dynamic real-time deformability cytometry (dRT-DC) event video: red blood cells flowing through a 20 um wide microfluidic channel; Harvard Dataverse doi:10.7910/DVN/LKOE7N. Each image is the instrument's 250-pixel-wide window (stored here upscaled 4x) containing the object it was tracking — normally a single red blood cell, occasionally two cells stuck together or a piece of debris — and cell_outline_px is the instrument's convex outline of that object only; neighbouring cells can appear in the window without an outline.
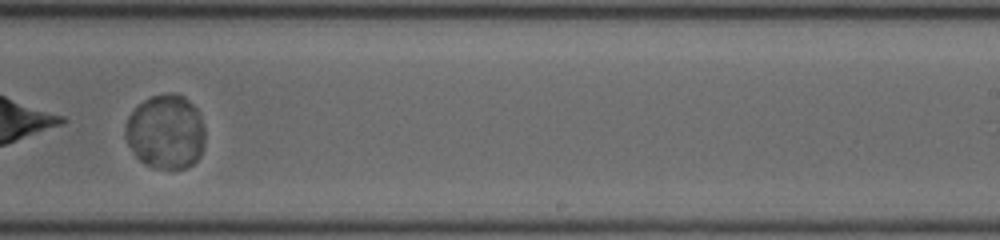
{"species": "human", "species_latin": "Homo sapiens", "temperature_condition": "cold", "stored_images_in_passage": 38, "camera_frame_rate_fps": 3000, "um_per_image_px": 0.085, "donor": {"sex": "female"}, "frame": {"image": 1, "passage_image": 21, "time_ms": 6.667, "image_size_px": [1000, 240], "cell_outline_px": [[204, 144], [200, 156], [192, 164], [184, 168], [156, 168], [144, 164], [132, 152], [124, 136], [124, 128], [128, 116], [144, 100], [152, 96], [164, 92], [176, 92], [184, 96], [196, 108], [200, 116], [204, 128]], "centroid_in_image_um": [14.07, 11.19], "position_along_channel_um": 274.9, "area_um2": 34.74}}
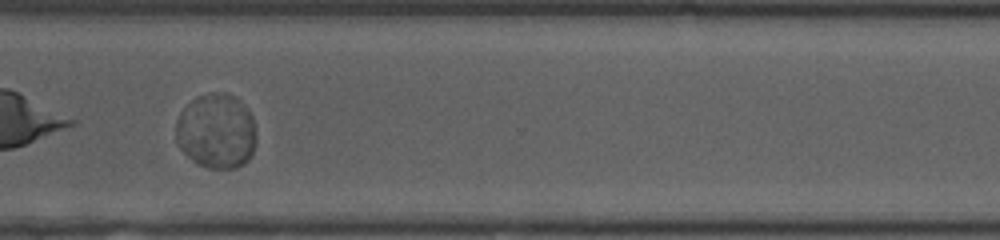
{"frame": {"image": 2, "passage_image": 27, "time_ms": 8.667, "image_size_px": [1000, 240], "cell_outline_px": [[256, 144], [252, 156], [244, 164], [236, 168], [208, 168], [196, 164], [180, 148], [176, 140], [176, 120], [180, 112], [196, 96], [208, 92], [224, 92], [236, 96], [248, 108], [252, 116], [256, 128]], "centroid_in_image_um": [18.42, 11.13], "position_along_channel_um": 352.2, "area_um2": 35.84}}
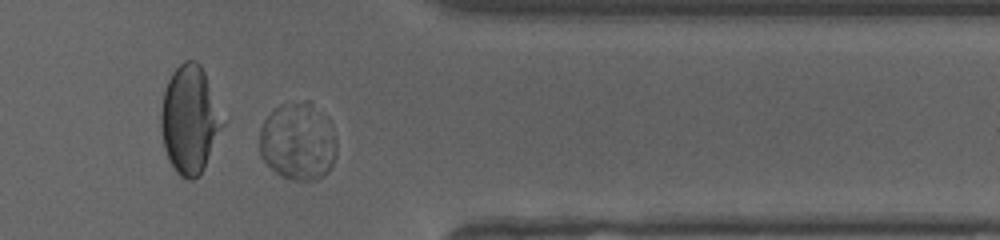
{"frame": {"image": 3, "passage_image": 30, "time_ms": 9.667, "image_size_px": [1000, 240], "cell_outline_px": [[336, 156], [328, 172], [316, 180], [292, 180], [280, 176], [260, 156], [260, 128], [264, 120], [280, 104], [304, 100], [312, 100], [332, 120], [336, 136]], "centroid_in_image_um": [25.38, 11.98], "position_along_channel_um": 386.0, "area_um2": 35.78}}